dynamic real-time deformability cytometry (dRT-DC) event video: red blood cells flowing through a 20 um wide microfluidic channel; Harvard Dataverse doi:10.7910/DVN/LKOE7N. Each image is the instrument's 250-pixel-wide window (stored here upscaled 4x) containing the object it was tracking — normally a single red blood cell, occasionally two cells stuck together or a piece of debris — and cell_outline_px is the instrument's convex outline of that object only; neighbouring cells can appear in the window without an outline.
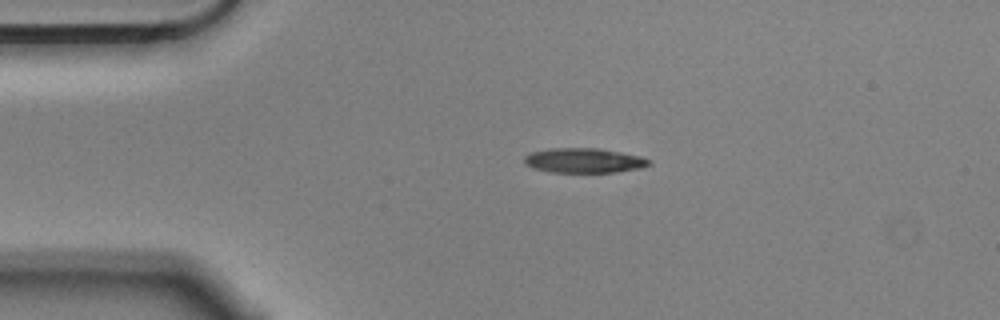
{"species": "Egyptian fruit bat (a non-hibernating species)", "species_latin": "Rousettus aegyptiacus", "temperature_condition": "cold", "stored_images_in_passage": 2, "camera_frame_rate_fps": 3000, "um_per_image_px": 0.085, "animal": {"sex": "male"}, "frame": {"image": 1, "passage_image": 1, "time_ms": 0.0, "image_size_px": [1000, 320], "cell_outline_px": [[652, 164], [640, 168], [612, 172], [552, 172], [532, 168], [524, 164], [524, 156], [532, 152], [552, 148], [596, 148], [620, 152], [640, 156], [648, 160]], "centroid_in_image_um": [49.59, 13.64], "position_along_channel_um": 35.4, "area_um2": 17.8}}